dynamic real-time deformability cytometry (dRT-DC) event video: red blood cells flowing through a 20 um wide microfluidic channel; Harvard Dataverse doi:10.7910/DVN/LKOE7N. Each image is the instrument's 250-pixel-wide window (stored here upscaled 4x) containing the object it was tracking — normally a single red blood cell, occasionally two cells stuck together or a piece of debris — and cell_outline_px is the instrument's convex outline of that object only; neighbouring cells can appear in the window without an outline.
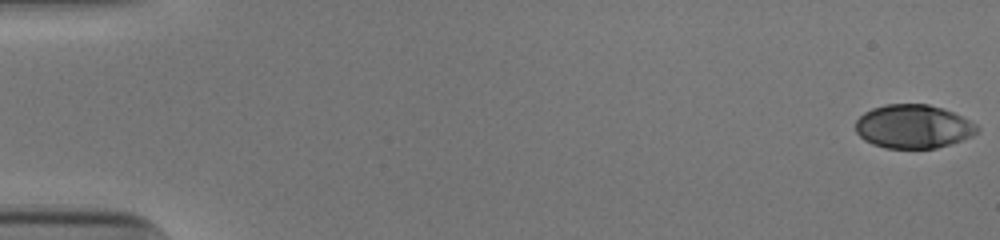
{"species": "human", "species_latin": "Homo sapiens", "temperature_condition": "cold", "stored_images_in_passage": 53, "camera_frame_rate_fps": 3000, "um_per_image_px": 0.085, "donor": {"sex": "male"}, "frame": {"image": 1, "passage_image": 1, "time_ms": 0.0, "image_size_px": [1000, 240], "cell_outline_px": [[980, 128], [972, 136], [936, 148], [884, 148], [872, 144], [864, 140], [856, 132], [856, 120], [864, 112], [872, 108], [884, 104], [928, 104], [944, 108], [976, 124]], "centroid_in_image_um": [77.59, 10.75], "position_along_channel_um": 7.4, "area_um2": 30.87}}
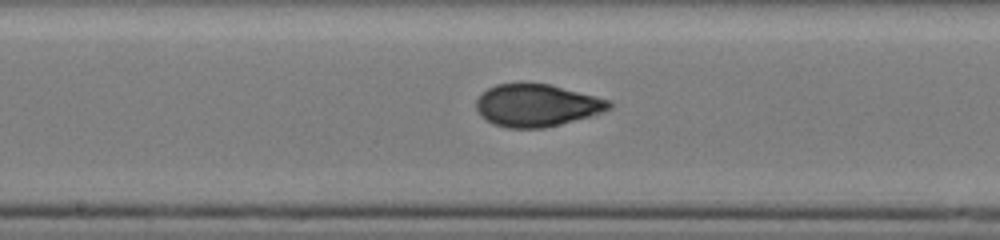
{"frame": {"image": 2, "passage_image": 29, "time_ms": 9.333, "image_size_px": [1000, 240], "cell_outline_px": [[616, 104], [612, 108], [588, 116], [560, 124], [544, 128], [508, 128], [492, 124], [480, 116], [476, 108], [476, 100], [488, 88], [496, 84], [548, 84], [612, 100]], "centroid_in_image_um": [45.63, 8.97], "position_along_channel_um": 202.6, "area_um2": 32.66}}
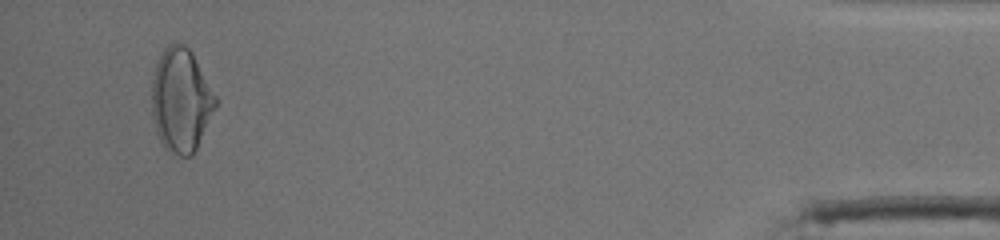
{"frame": {"image": 3, "passage_image": 51, "time_ms": 16.667, "image_size_px": [1000, 240], "cell_outline_px": [[220, 100], [192, 156], [180, 156], [168, 152], [164, 148], [156, 132], [152, 116], [152, 80], [156, 64], [164, 48], [168, 44], [184, 44], [192, 52]], "centroid_in_image_um": [15.4, 8.53], "position_along_channel_um": 419.8, "area_um2": 38.9}, "authors_computed_cell_mechanics": {"area_um2": 32.657, "velocity_mm_per_s": 3.9172, "shape_relaxation_time_tau1_ms": 6.1479, "shape_relaxation_time_tau2_ms": 0.6967, "deformation_change_tau1": 0.1981, "deformation_change_tau2": 0.0512}}